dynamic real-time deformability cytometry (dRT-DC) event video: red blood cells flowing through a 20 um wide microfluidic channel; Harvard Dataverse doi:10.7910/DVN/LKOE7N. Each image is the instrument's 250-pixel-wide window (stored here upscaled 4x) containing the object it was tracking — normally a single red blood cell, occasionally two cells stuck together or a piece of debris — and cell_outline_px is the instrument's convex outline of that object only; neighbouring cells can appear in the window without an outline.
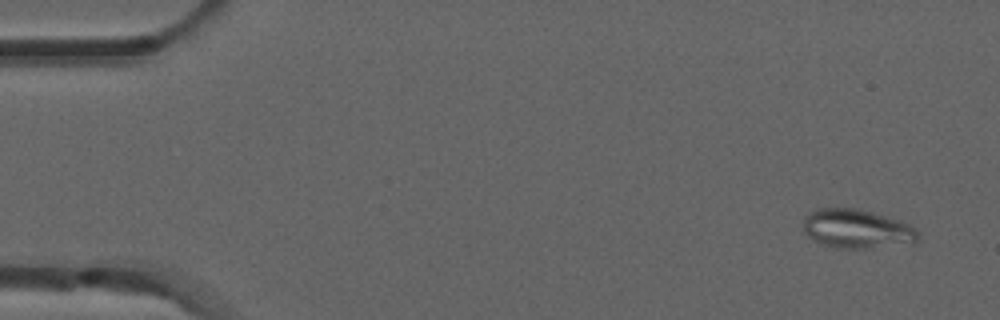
{"species": "common noctule bat (a hibernating species)", "species_latin": "Nyctalus noctula", "temperature_condition": "room temperature", "stored_images_in_passage": 4, "camera_frame_rate_fps": 3000, "um_per_image_px": 0.085, "animal": {"sex": "male", "forearm_length_mm": 52.5}, "frame": {"image": 1, "passage_image": 1, "time_ms": 0.0, "image_size_px": [1000, 320], "cell_outline_px": [[920, 236], [912, 244], [872, 248], [836, 248], [812, 240], [804, 232], [804, 216], [808, 212], [816, 208], [856, 208], [872, 212], [900, 220], [916, 228], [920, 232]], "centroid_in_image_um": [72.85, 19.45], "position_along_channel_um": 12.1, "area_um2": 26.47}}
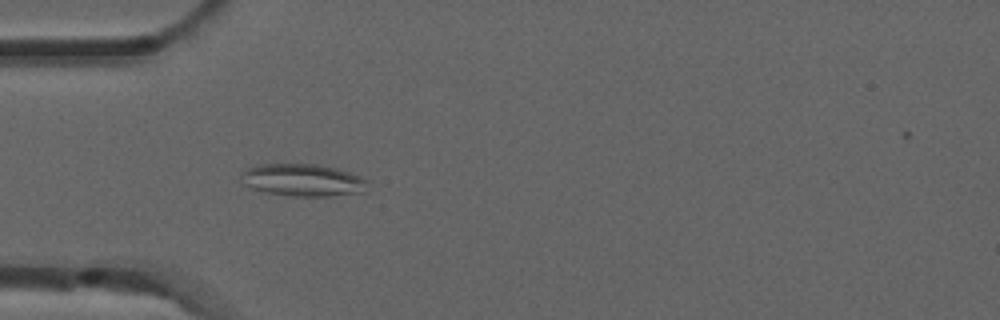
{"frame": {"image": 2, "passage_image": 4, "time_ms": 1.0, "image_size_px": [1000, 320], "cell_outline_px": [[368, 180], [364, 192], [332, 196], [292, 196], [268, 192], [252, 188], [244, 184], [240, 176], [248, 168], [260, 164], [316, 164], [336, 168], [360, 176]], "centroid_in_image_um": [25.76, 15.31], "position_along_channel_um": 59.2, "area_um2": 23.64}}